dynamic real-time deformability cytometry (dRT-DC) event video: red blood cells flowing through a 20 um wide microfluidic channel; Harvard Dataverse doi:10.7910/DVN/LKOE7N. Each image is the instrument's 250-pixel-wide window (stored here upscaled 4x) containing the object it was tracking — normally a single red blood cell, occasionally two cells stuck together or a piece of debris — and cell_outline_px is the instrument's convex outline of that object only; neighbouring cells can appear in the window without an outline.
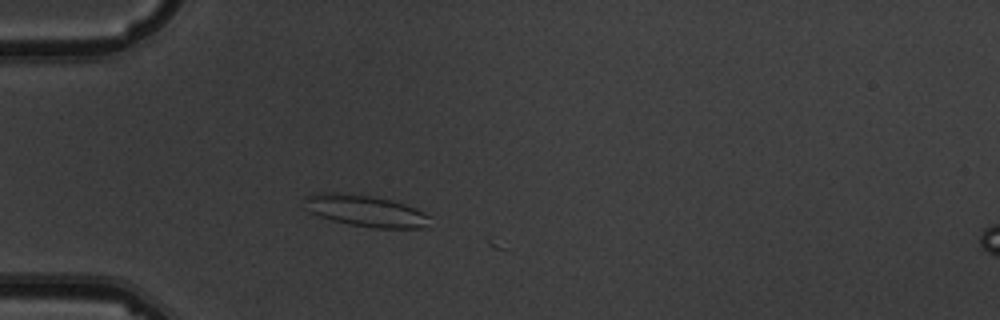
{"species": "common noctule bat (a hibernating species)", "species_latin": "Nyctalus noctula", "temperature_condition": "warm", "stored_images_in_passage": 6, "camera_frame_rate_fps": 3000, "um_per_image_px": 0.085, "animal": {"sex": "male", "body_mass_g": 19.5, "forearm_length_mm": 54.6}, "frame": {"image": 1, "passage_image": 2, "time_ms": 1.0, "image_size_px": [1000, 320], "cell_outline_px": [[432, 216], [420, 228], [376, 228], [352, 224], [332, 220], [320, 216], [312, 212], [304, 196], [312, 192], [336, 192], [372, 196], [404, 204], [416, 208]], "centroid_in_image_um": [31.07, 17.9], "position_along_channel_um": 53.9, "area_um2": 22.48}}